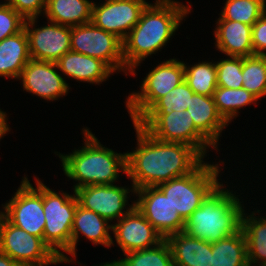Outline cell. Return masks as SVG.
<instances>
[{
    "instance_id": "1",
    "label": "cell",
    "mask_w": 266,
    "mask_h": 266,
    "mask_svg": "<svg viewBox=\"0 0 266 266\" xmlns=\"http://www.w3.org/2000/svg\"><path fill=\"white\" fill-rule=\"evenodd\" d=\"M137 145L126 152V178L135 190L156 187L176 177L191 173L204 158L184 143L166 142L154 138L142 127L132 123Z\"/></svg>"
},
{
    "instance_id": "2",
    "label": "cell",
    "mask_w": 266,
    "mask_h": 266,
    "mask_svg": "<svg viewBox=\"0 0 266 266\" xmlns=\"http://www.w3.org/2000/svg\"><path fill=\"white\" fill-rule=\"evenodd\" d=\"M143 9L138 23L129 32L123 43L125 67L133 76L136 69L148 56L160 52L175 35L183 20L192 11L188 5L177 0H154Z\"/></svg>"
},
{
    "instance_id": "3",
    "label": "cell",
    "mask_w": 266,
    "mask_h": 266,
    "mask_svg": "<svg viewBox=\"0 0 266 266\" xmlns=\"http://www.w3.org/2000/svg\"><path fill=\"white\" fill-rule=\"evenodd\" d=\"M81 132L84 136L82 147L68 154L54 152L66 177L76 182L73 191L83 186L116 184L120 174L127 173L126 152L117 153L105 147L88 127H83Z\"/></svg>"
},
{
    "instance_id": "4",
    "label": "cell",
    "mask_w": 266,
    "mask_h": 266,
    "mask_svg": "<svg viewBox=\"0 0 266 266\" xmlns=\"http://www.w3.org/2000/svg\"><path fill=\"white\" fill-rule=\"evenodd\" d=\"M233 191L220 182L185 221L184 232L211 244L238 232L247 207L243 197Z\"/></svg>"
},
{
    "instance_id": "5",
    "label": "cell",
    "mask_w": 266,
    "mask_h": 266,
    "mask_svg": "<svg viewBox=\"0 0 266 266\" xmlns=\"http://www.w3.org/2000/svg\"><path fill=\"white\" fill-rule=\"evenodd\" d=\"M223 164H225L223 160L220 164L203 160L191 173L171 179L157 187L168 197L174 210H177L181 218L186 221L220 183Z\"/></svg>"
},
{
    "instance_id": "6",
    "label": "cell",
    "mask_w": 266,
    "mask_h": 266,
    "mask_svg": "<svg viewBox=\"0 0 266 266\" xmlns=\"http://www.w3.org/2000/svg\"><path fill=\"white\" fill-rule=\"evenodd\" d=\"M72 193L63 190L56 192L43 182V241L61 259L62 264L70 263L68 255L71 256V230L78 205L74 191Z\"/></svg>"
},
{
    "instance_id": "7",
    "label": "cell",
    "mask_w": 266,
    "mask_h": 266,
    "mask_svg": "<svg viewBox=\"0 0 266 266\" xmlns=\"http://www.w3.org/2000/svg\"><path fill=\"white\" fill-rule=\"evenodd\" d=\"M184 81V61L169 58L156 64L141 80L138 91L126 96L125 106L132 123H135L159 98Z\"/></svg>"
},
{
    "instance_id": "8",
    "label": "cell",
    "mask_w": 266,
    "mask_h": 266,
    "mask_svg": "<svg viewBox=\"0 0 266 266\" xmlns=\"http://www.w3.org/2000/svg\"><path fill=\"white\" fill-rule=\"evenodd\" d=\"M135 123L154 138L193 147L203 158L209 155L210 148L216 153L220 152L195 128L187 110H174L169 114H143Z\"/></svg>"
},
{
    "instance_id": "9",
    "label": "cell",
    "mask_w": 266,
    "mask_h": 266,
    "mask_svg": "<svg viewBox=\"0 0 266 266\" xmlns=\"http://www.w3.org/2000/svg\"><path fill=\"white\" fill-rule=\"evenodd\" d=\"M35 178V186L23 176L15 194L2 204L0 213L13 225L43 239L45 213L43 210V182Z\"/></svg>"
},
{
    "instance_id": "10",
    "label": "cell",
    "mask_w": 266,
    "mask_h": 266,
    "mask_svg": "<svg viewBox=\"0 0 266 266\" xmlns=\"http://www.w3.org/2000/svg\"><path fill=\"white\" fill-rule=\"evenodd\" d=\"M0 251L20 266H49L62 263L42 238L11 224L1 213Z\"/></svg>"
},
{
    "instance_id": "11",
    "label": "cell",
    "mask_w": 266,
    "mask_h": 266,
    "mask_svg": "<svg viewBox=\"0 0 266 266\" xmlns=\"http://www.w3.org/2000/svg\"><path fill=\"white\" fill-rule=\"evenodd\" d=\"M70 42L72 51L100 59L114 72L129 75L123 60V43L114 34L89 22L71 27Z\"/></svg>"
},
{
    "instance_id": "12",
    "label": "cell",
    "mask_w": 266,
    "mask_h": 266,
    "mask_svg": "<svg viewBox=\"0 0 266 266\" xmlns=\"http://www.w3.org/2000/svg\"><path fill=\"white\" fill-rule=\"evenodd\" d=\"M129 187L121 184L90 185L75 189L74 194L79 206L94 211L111 223L121 219L135 206V200L129 204L130 195H135V188L132 184Z\"/></svg>"
},
{
    "instance_id": "13",
    "label": "cell",
    "mask_w": 266,
    "mask_h": 266,
    "mask_svg": "<svg viewBox=\"0 0 266 266\" xmlns=\"http://www.w3.org/2000/svg\"><path fill=\"white\" fill-rule=\"evenodd\" d=\"M38 20L25 19L24 23L30 57L37 61L56 62L71 50V27L51 21L39 27Z\"/></svg>"
},
{
    "instance_id": "14",
    "label": "cell",
    "mask_w": 266,
    "mask_h": 266,
    "mask_svg": "<svg viewBox=\"0 0 266 266\" xmlns=\"http://www.w3.org/2000/svg\"><path fill=\"white\" fill-rule=\"evenodd\" d=\"M94 2L91 22L118 37L122 42L138 23L147 0H104Z\"/></svg>"
},
{
    "instance_id": "15",
    "label": "cell",
    "mask_w": 266,
    "mask_h": 266,
    "mask_svg": "<svg viewBox=\"0 0 266 266\" xmlns=\"http://www.w3.org/2000/svg\"><path fill=\"white\" fill-rule=\"evenodd\" d=\"M135 197V206L163 239L184 231L185 221L157 186L137 189Z\"/></svg>"
},
{
    "instance_id": "16",
    "label": "cell",
    "mask_w": 266,
    "mask_h": 266,
    "mask_svg": "<svg viewBox=\"0 0 266 266\" xmlns=\"http://www.w3.org/2000/svg\"><path fill=\"white\" fill-rule=\"evenodd\" d=\"M23 91L48 102L67 96L70 85L59 72L56 62L31 59L23 68L19 78Z\"/></svg>"
},
{
    "instance_id": "17",
    "label": "cell",
    "mask_w": 266,
    "mask_h": 266,
    "mask_svg": "<svg viewBox=\"0 0 266 266\" xmlns=\"http://www.w3.org/2000/svg\"><path fill=\"white\" fill-rule=\"evenodd\" d=\"M112 233L111 247L118 245L123 254L155 247L164 240L136 206L112 223Z\"/></svg>"
},
{
    "instance_id": "18",
    "label": "cell",
    "mask_w": 266,
    "mask_h": 266,
    "mask_svg": "<svg viewBox=\"0 0 266 266\" xmlns=\"http://www.w3.org/2000/svg\"><path fill=\"white\" fill-rule=\"evenodd\" d=\"M112 223L107 219L96 214L94 211L88 210L77 205L72 230H71V257L70 263H77V244L80 235L88 239L94 246L102 245L104 247H111L112 243Z\"/></svg>"
},
{
    "instance_id": "19",
    "label": "cell",
    "mask_w": 266,
    "mask_h": 266,
    "mask_svg": "<svg viewBox=\"0 0 266 266\" xmlns=\"http://www.w3.org/2000/svg\"><path fill=\"white\" fill-rule=\"evenodd\" d=\"M64 78L100 85L115 72L102 60L70 50L56 61Z\"/></svg>"
},
{
    "instance_id": "20",
    "label": "cell",
    "mask_w": 266,
    "mask_h": 266,
    "mask_svg": "<svg viewBox=\"0 0 266 266\" xmlns=\"http://www.w3.org/2000/svg\"><path fill=\"white\" fill-rule=\"evenodd\" d=\"M213 35L216 41V51L224 56L249 57L254 55L252 46V26L224 20L221 16L217 19Z\"/></svg>"
},
{
    "instance_id": "21",
    "label": "cell",
    "mask_w": 266,
    "mask_h": 266,
    "mask_svg": "<svg viewBox=\"0 0 266 266\" xmlns=\"http://www.w3.org/2000/svg\"><path fill=\"white\" fill-rule=\"evenodd\" d=\"M187 111L195 128L219 150V138L229 124L219 114L214 97L194 93Z\"/></svg>"
},
{
    "instance_id": "22",
    "label": "cell",
    "mask_w": 266,
    "mask_h": 266,
    "mask_svg": "<svg viewBox=\"0 0 266 266\" xmlns=\"http://www.w3.org/2000/svg\"><path fill=\"white\" fill-rule=\"evenodd\" d=\"M171 249L174 266H211L212 244L179 232L165 239Z\"/></svg>"
},
{
    "instance_id": "23",
    "label": "cell",
    "mask_w": 266,
    "mask_h": 266,
    "mask_svg": "<svg viewBox=\"0 0 266 266\" xmlns=\"http://www.w3.org/2000/svg\"><path fill=\"white\" fill-rule=\"evenodd\" d=\"M30 60L25 29L0 41V78L17 80Z\"/></svg>"
},
{
    "instance_id": "24",
    "label": "cell",
    "mask_w": 266,
    "mask_h": 266,
    "mask_svg": "<svg viewBox=\"0 0 266 266\" xmlns=\"http://www.w3.org/2000/svg\"><path fill=\"white\" fill-rule=\"evenodd\" d=\"M248 211L250 213L244 209L241 216V229L247 242L248 265L266 266V216L259 215L262 212L259 209Z\"/></svg>"
},
{
    "instance_id": "25",
    "label": "cell",
    "mask_w": 266,
    "mask_h": 266,
    "mask_svg": "<svg viewBox=\"0 0 266 266\" xmlns=\"http://www.w3.org/2000/svg\"><path fill=\"white\" fill-rule=\"evenodd\" d=\"M93 3L91 0H46L42 17L70 27L86 24L91 22Z\"/></svg>"
},
{
    "instance_id": "26",
    "label": "cell",
    "mask_w": 266,
    "mask_h": 266,
    "mask_svg": "<svg viewBox=\"0 0 266 266\" xmlns=\"http://www.w3.org/2000/svg\"><path fill=\"white\" fill-rule=\"evenodd\" d=\"M211 266H249L247 242L242 229L229 237L212 243Z\"/></svg>"
},
{
    "instance_id": "27",
    "label": "cell",
    "mask_w": 266,
    "mask_h": 266,
    "mask_svg": "<svg viewBox=\"0 0 266 266\" xmlns=\"http://www.w3.org/2000/svg\"><path fill=\"white\" fill-rule=\"evenodd\" d=\"M214 101L219 114L222 118L230 124L233 119L239 117V110L245 108L249 105H257L259 99L248 92L246 89L242 88H224L217 87L214 91Z\"/></svg>"
},
{
    "instance_id": "28",
    "label": "cell",
    "mask_w": 266,
    "mask_h": 266,
    "mask_svg": "<svg viewBox=\"0 0 266 266\" xmlns=\"http://www.w3.org/2000/svg\"><path fill=\"white\" fill-rule=\"evenodd\" d=\"M122 258L110 260L116 266H174L168 242L164 239L152 248L122 254Z\"/></svg>"
},
{
    "instance_id": "29",
    "label": "cell",
    "mask_w": 266,
    "mask_h": 266,
    "mask_svg": "<svg viewBox=\"0 0 266 266\" xmlns=\"http://www.w3.org/2000/svg\"><path fill=\"white\" fill-rule=\"evenodd\" d=\"M184 80L194 93L213 96L217 86L215 61H200L193 65L184 62Z\"/></svg>"
},
{
    "instance_id": "30",
    "label": "cell",
    "mask_w": 266,
    "mask_h": 266,
    "mask_svg": "<svg viewBox=\"0 0 266 266\" xmlns=\"http://www.w3.org/2000/svg\"><path fill=\"white\" fill-rule=\"evenodd\" d=\"M220 15L224 20L252 26L266 11V0H226Z\"/></svg>"
},
{
    "instance_id": "31",
    "label": "cell",
    "mask_w": 266,
    "mask_h": 266,
    "mask_svg": "<svg viewBox=\"0 0 266 266\" xmlns=\"http://www.w3.org/2000/svg\"><path fill=\"white\" fill-rule=\"evenodd\" d=\"M243 88L260 101L266 96V56L242 57Z\"/></svg>"
},
{
    "instance_id": "32",
    "label": "cell",
    "mask_w": 266,
    "mask_h": 266,
    "mask_svg": "<svg viewBox=\"0 0 266 266\" xmlns=\"http://www.w3.org/2000/svg\"><path fill=\"white\" fill-rule=\"evenodd\" d=\"M194 92L184 80L166 95L159 98L144 114H169L171 111H186Z\"/></svg>"
},
{
    "instance_id": "33",
    "label": "cell",
    "mask_w": 266,
    "mask_h": 266,
    "mask_svg": "<svg viewBox=\"0 0 266 266\" xmlns=\"http://www.w3.org/2000/svg\"><path fill=\"white\" fill-rule=\"evenodd\" d=\"M217 70V86L224 88H242V57L224 56L215 61Z\"/></svg>"
},
{
    "instance_id": "34",
    "label": "cell",
    "mask_w": 266,
    "mask_h": 266,
    "mask_svg": "<svg viewBox=\"0 0 266 266\" xmlns=\"http://www.w3.org/2000/svg\"><path fill=\"white\" fill-rule=\"evenodd\" d=\"M25 19L10 5L0 2V41L24 29Z\"/></svg>"
},
{
    "instance_id": "35",
    "label": "cell",
    "mask_w": 266,
    "mask_h": 266,
    "mask_svg": "<svg viewBox=\"0 0 266 266\" xmlns=\"http://www.w3.org/2000/svg\"><path fill=\"white\" fill-rule=\"evenodd\" d=\"M24 19L39 18L46 7V0H5Z\"/></svg>"
},
{
    "instance_id": "36",
    "label": "cell",
    "mask_w": 266,
    "mask_h": 266,
    "mask_svg": "<svg viewBox=\"0 0 266 266\" xmlns=\"http://www.w3.org/2000/svg\"><path fill=\"white\" fill-rule=\"evenodd\" d=\"M252 46L254 55L266 56V11L252 25Z\"/></svg>"
},
{
    "instance_id": "37",
    "label": "cell",
    "mask_w": 266,
    "mask_h": 266,
    "mask_svg": "<svg viewBox=\"0 0 266 266\" xmlns=\"http://www.w3.org/2000/svg\"><path fill=\"white\" fill-rule=\"evenodd\" d=\"M11 131L10 125L8 124L7 113L0 109V141L6 134L8 135Z\"/></svg>"
},
{
    "instance_id": "38",
    "label": "cell",
    "mask_w": 266,
    "mask_h": 266,
    "mask_svg": "<svg viewBox=\"0 0 266 266\" xmlns=\"http://www.w3.org/2000/svg\"><path fill=\"white\" fill-rule=\"evenodd\" d=\"M0 266H20L16 261L0 251Z\"/></svg>"
},
{
    "instance_id": "39",
    "label": "cell",
    "mask_w": 266,
    "mask_h": 266,
    "mask_svg": "<svg viewBox=\"0 0 266 266\" xmlns=\"http://www.w3.org/2000/svg\"><path fill=\"white\" fill-rule=\"evenodd\" d=\"M93 266H116L114 263H110V262H102L100 263L99 265L96 264V265H93Z\"/></svg>"
}]
</instances>
